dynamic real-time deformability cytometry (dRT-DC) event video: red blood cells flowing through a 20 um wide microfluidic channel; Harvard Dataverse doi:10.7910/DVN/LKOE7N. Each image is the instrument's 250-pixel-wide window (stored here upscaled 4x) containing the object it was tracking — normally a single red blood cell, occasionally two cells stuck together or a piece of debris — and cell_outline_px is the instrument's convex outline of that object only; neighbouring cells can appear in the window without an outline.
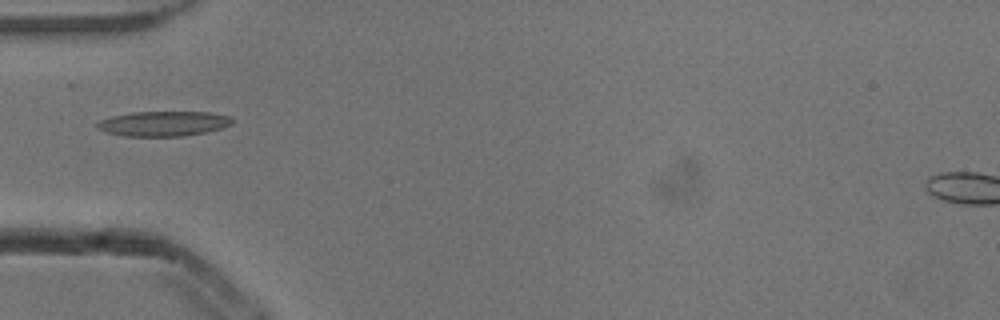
{"species": "common noctule bat (a hibernating species)", "species_latin": "Nyctalus noctula", "temperature_condition": "cold", "stored_images_in_passage": 5, "camera_frame_rate_fps": 3000, "um_per_image_px": 0.085, "animal": {"sex": "male", "body_mass_g": 13.3}, "frame": {"image": 1, "passage_image": 4, "time_ms": 1.0, "image_size_px": [1000, 320], "cell_outline_px": [[232, 124], [220, 128], [204, 132], [184, 136], [124, 136], [104, 132], [96, 128], [96, 124], [100, 120], [112, 116], [132, 112], [208, 112], [232, 116]], "centroid_in_image_um": [13.86, 10.51], "position_along_channel_um": 71.1, "area_um2": 19.65}}
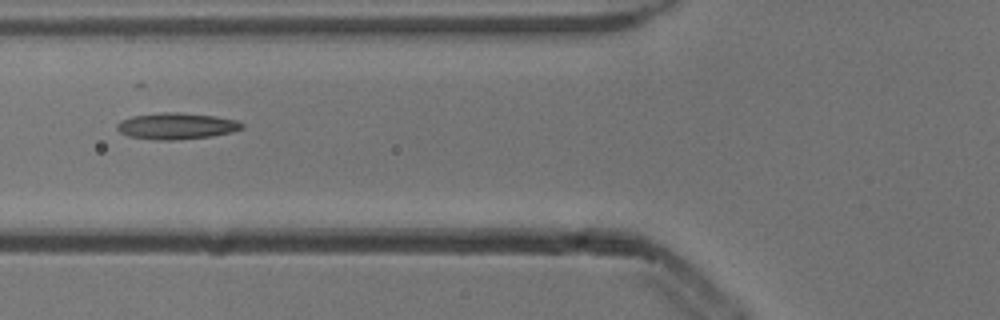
{"frame": {"image": 2, "passage_image": 5, "time_ms": 1.333, "image_size_px": [1000, 320], "cell_outline_px": [[244, 128], [232, 132], [212, 136], [172, 140], [156, 140], [128, 136], [120, 132], [116, 128], [116, 124], [120, 120], [132, 116], [164, 112], [176, 112], [216, 116], [236, 120], [244, 124]], "centroid_in_image_um": [14.99, 10.71], "position_along_channel_um": 110.8, "area_um2": 19.25}}